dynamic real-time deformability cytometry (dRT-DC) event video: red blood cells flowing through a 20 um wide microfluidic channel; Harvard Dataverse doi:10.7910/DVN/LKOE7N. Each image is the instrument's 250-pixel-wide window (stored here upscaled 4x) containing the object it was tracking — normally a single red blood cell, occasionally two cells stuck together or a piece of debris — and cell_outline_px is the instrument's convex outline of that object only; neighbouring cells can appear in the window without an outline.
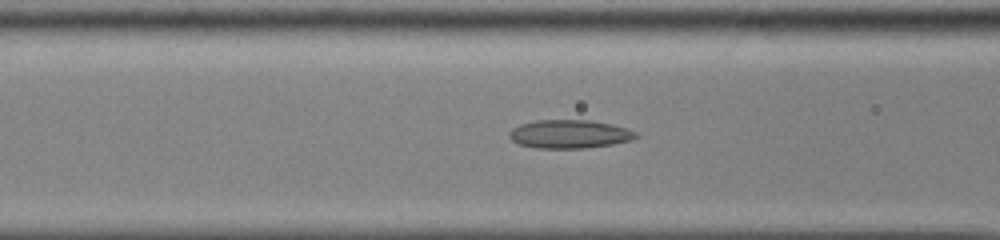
{"species": "common noctule bat (a hibernating species)", "species_latin": "Nyctalus noctula", "temperature_condition": "cold", "stored_images_in_passage": 55, "camera_frame_rate_fps": 3000, "um_per_image_px": 0.085, "animal": {"sex": "male", "body_mass_g": 13.0, "forearm_length_mm": 53.1}, "frame": {"image": 1, "passage_image": 24, "time_ms": 7.667, "image_size_px": [1000, 240], "cell_outline_px": [[640, 136], [632, 140], [612, 144], [588, 148], [536, 148], [520, 144], [512, 140], [508, 136], [508, 132], [512, 128], [520, 124], [536, 120], [592, 120], [612, 124], [628, 128], [636, 132]], "centroid_in_image_um": [48.43, 11.39], "position_along_channel_um": 118.2, "area_um2": 21.21}}
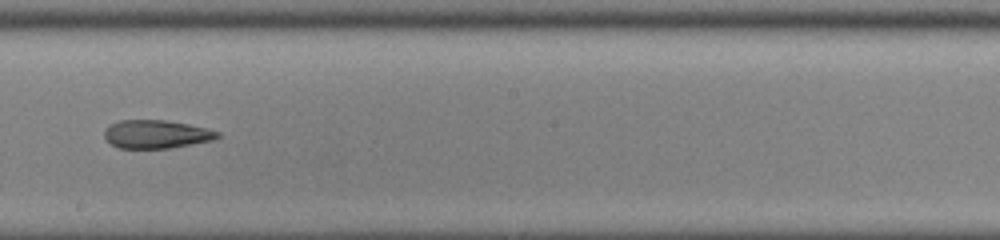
{"frame": {"image": 2, "passage_image": 33, "time_ms": 10.667, "image_size_px": [1000, 240], "cell_outline_px": [[220, 136], [212, 140], [168, 148], [120, 148], [112, 144], [104, 136], [104, 128], [108, 124], [120, 120], [164, 120], [188, 124], [208, 128], [220, 132]], "centroid_in_image_um": [13.26, 11.39], "position_along_channel_um": 234.9, "area_um2": 18.61}}
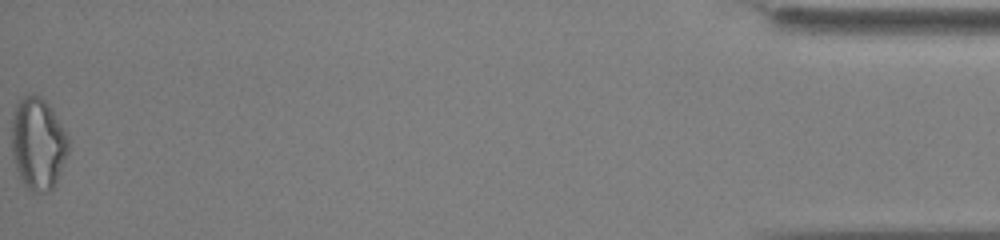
{"frame": {"image": 3, "passage_image": 55, "time_ms": 18.0, "image_size_px": [1000, 240], "cell_outline_px": [[68, 152], [56, 180], [52, 188], [48, 192], [32, 192], [24, 184], [16, 168], [12, 156], [12, 116], [16, 104], [24, 96], [32, 92], [40, 96], [52, 108], [68, 136]], "centroid_in_image_um": [3.22, 12.17], "position_along_channel_um": 432.0, "area_um2": 30.35}, "authors_computed_cell_mechanics": {"area_um2": 22.0796, "velocity_mm_per_s": 3.8962, "shape_relaxation_time_tau1_ms": null, "shape_relaxation_time_tau2_ms": 4.8158, "deformation_change_tau1": null, "deformation_change_tau2": 0.128}}